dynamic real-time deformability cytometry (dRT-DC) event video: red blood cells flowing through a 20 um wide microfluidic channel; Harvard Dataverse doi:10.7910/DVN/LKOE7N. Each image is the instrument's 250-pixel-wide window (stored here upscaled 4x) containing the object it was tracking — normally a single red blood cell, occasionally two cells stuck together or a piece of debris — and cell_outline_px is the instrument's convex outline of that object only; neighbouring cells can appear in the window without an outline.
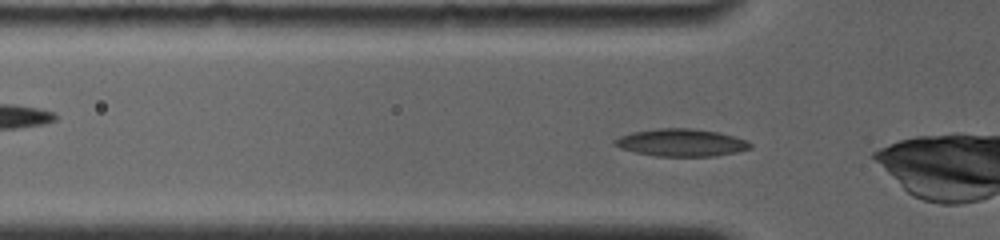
{"species": "common noctule bat (a hibernating species)", "species_latin": "Nyctalus noctula", "temperature_condition": "room temperature", "stored_images_in_passage": 7, "camera_frame_rate_fps": 4000, "um_per_image_px": 0.085, "animal": {"sex": "female", "body_mass_g": 19.0, "forearm_length_mm": 56.7}, "frame": {"image": 1, "passage_image": 6, "time_ms": 1.25, "image_size_px": [1000, 240], "cell_outline_px": [[752, 148], [736, 152], [716, 156], [656, 156], [636, 152], [620, 148], [612, 144], [612, 140], [620, 136], [632, 132], [656, 128], [692, 128], [720, 132], [748, 140], [752, 144]], "centroid_in_image_um": [57.91, 12.11], "position_along_channel_um": 67.9, "area_um2": 21.91}}